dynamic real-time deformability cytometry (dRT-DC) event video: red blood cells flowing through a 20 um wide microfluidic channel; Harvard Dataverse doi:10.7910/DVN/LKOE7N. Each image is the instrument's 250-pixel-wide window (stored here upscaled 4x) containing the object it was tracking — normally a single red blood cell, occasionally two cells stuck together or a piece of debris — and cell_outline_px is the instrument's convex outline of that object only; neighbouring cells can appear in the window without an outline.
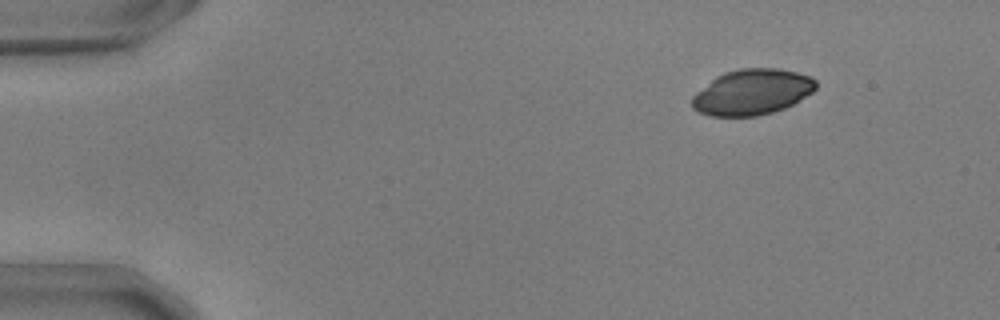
{"species": "common noctule bat (a hibernating species)", "species_latin": "Nyctalus noctula", "temperature_condition": "warm", "stored_images_in_passage": 49, "camera_frame_rate_fps": 3000, "um_per_image_px": 0.085, "animal": {"sex": "male", "body_mass_g": 17.9, "forearm_length_mm": 54.2}, "frame": {"image": 1, "passage_image": 1, "time_ms": 0.0, "image_size_px": [1000, 320], "cell_outline_px": [[816, 88], [812, 92], [792, 104], [784, 108], [772, 112], [756, 116], [712, 116], [700, 112], [692, 108], [692, 96], [696, 92], [716, 76], [724, 72], [740, 68], [776, 68], [796, 72], [812, 76], [816, 80]], "centroid_in_image_um": [63.92, 7.82], "position_along_channel_um": 21.1, "area_um2": 32.89}}